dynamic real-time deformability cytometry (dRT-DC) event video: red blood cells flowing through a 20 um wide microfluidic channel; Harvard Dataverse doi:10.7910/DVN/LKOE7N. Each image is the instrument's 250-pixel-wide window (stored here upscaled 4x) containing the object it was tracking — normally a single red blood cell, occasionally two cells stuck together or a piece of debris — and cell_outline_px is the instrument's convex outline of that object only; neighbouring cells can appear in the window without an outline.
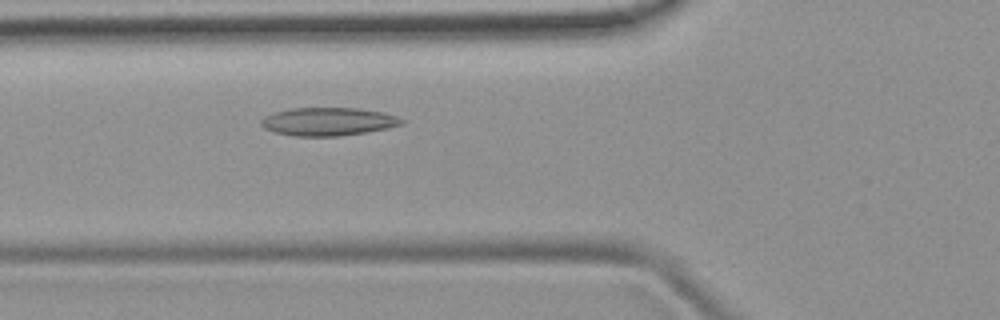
{"species": "common noctule bat (a hibernating species)", "species_latin": "Nyctalus noctula", "temperature_condition": "room temperature", "stored_images_in_passage": 47, "camera_frame_rate_fps": 3000, "um_per_image_px": 0.085, "animal": {"sex": "female", "body_mass_g": 19.9}, "frame": {"image": 1, "passage_image": 14, "time_ms": 4.333, "image_size_px": [1000, 320], "cell_outline_px": [[404, 124], [388, 128], [364, 132], [336, 136], [296, 136], [276, 132], [264, 128], [260, 124], [260, 120], [264, 116], [272, 112], [292, 108], [356, 108], [384, 112], [396, 116], [404, 120]], "centroid_in_image_um": [27.88, 10.32], "position_along_channel_um": 97.9, "area_um2": 23.0}}
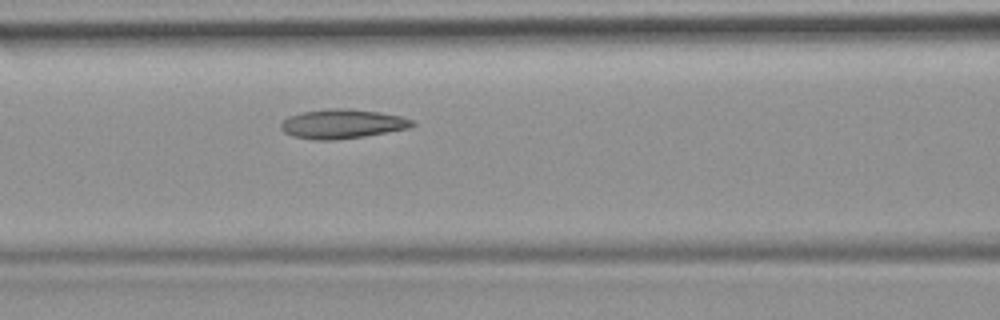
{"frame": {"image": 2, "passage_image": 17, "time_ms": 5.333, "image_size_px": [1000, 320], "cell_outline_px": [[416, 124], [412, 128], [364, 136], [336, 140], [316, 140], [292, 136], [284, 132], [280, 128], [280, 124], [288, 116], [300, 112], [328, 108], [340, 108], [380, 112], [400, 116], [412, 120]], "centroid_in_image_um": [29.08, 10.53], "position_along_channel_um": 137.5, "area_um2": 22.54}}
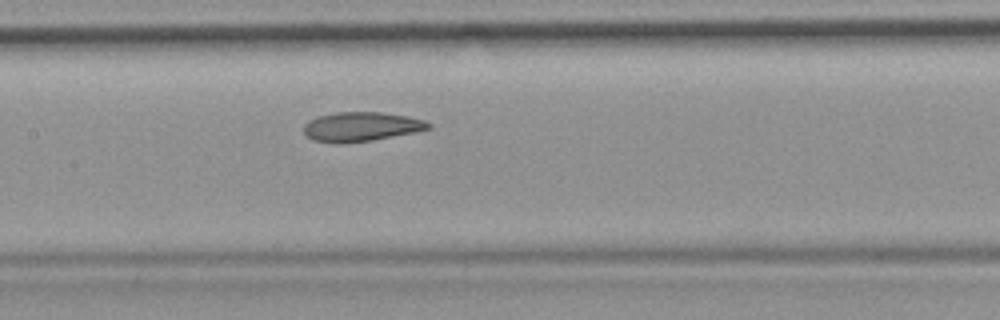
{"frame": {"image": 3, "passage_image": 20, "time_ms": 6.333, "image_size_px": [1000, 320], "cell_outline_px": [[432, 128], [416, 132], [372, 140], [312, 140], [304, 132], [304, 124], [308, 120], [320, 116], [336, 112], [384, 112], [408, 116], [424, 120], [432, 124]], "centroid_in_image_um": [30.8, 10.71], "position_along_channel_um": 176.6, "area_um2": 20.58}}